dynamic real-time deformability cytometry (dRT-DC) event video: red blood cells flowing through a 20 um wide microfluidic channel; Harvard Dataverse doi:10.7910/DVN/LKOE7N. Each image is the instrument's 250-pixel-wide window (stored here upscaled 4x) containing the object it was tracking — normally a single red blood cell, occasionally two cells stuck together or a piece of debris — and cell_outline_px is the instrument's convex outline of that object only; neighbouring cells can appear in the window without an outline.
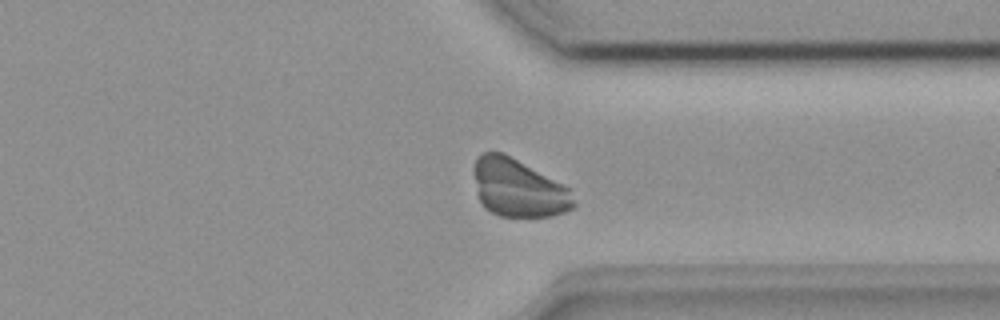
{"species": "common noctule bat (a hibernating species)", "species_latin": "Nyctalus noctula", "temperature_condition": "room temperature", "stored_images_in_passage": 40, "segment_of_instrument_passage": [1, 2], "camera_frame_rate_fps": 3000, "um_per_image_px": 0.085, "animal": {"sex": "female", "body_mass_g": 18.4}, "frame": {"image": 1, "passage_image": 29, "time_ms": 9.333, "image_size_px": [1000, 320], "cell_outline_px": [[576, 208], [552, 216], [500, 216], [484, 208], [480, 200], [472, 172], [472, 168], [476, 160], [484, 152], [500, 152], [572, 188], [576, 204]], "centroid_in_image_um": [44.1, 16.01], "position_along_channel_um": 367.3, "area_um2": 33.64}}